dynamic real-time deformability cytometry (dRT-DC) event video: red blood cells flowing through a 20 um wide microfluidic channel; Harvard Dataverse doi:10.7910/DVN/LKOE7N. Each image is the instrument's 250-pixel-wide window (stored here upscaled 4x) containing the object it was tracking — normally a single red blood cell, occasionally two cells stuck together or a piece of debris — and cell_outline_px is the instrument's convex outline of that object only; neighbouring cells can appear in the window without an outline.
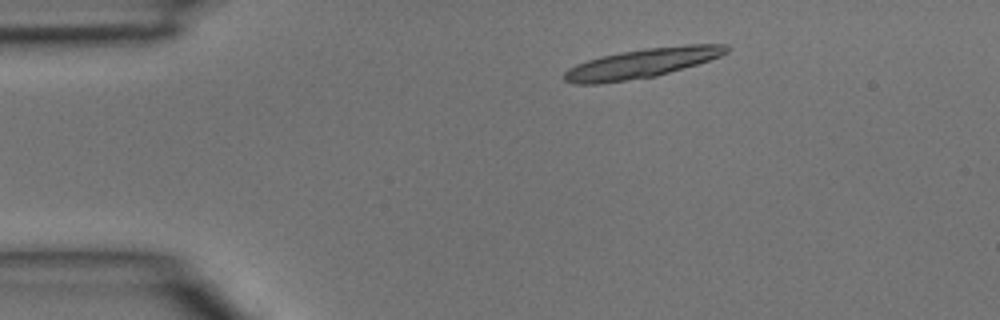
{"species": "common noctule bat (a hibernating species)", "species_latin": "Nyctalus noctula", "temperature_condition": "room temperature", "stored_images_in_passage": 3, "segment_of_instrument_passage": [1, 2], "camera_frame_rate_fps": 3000, "um_per_image_px": 0.085, "animal": {"sex": "male", "body_mass_g": 15.6}, "frame": {"image": 1, "passage_image": 1, "time_ms": 0.0, "image_size_px": [1000, 320], "cell_outline_px": [[728, 52], [720, 56], [696, 64], [656, 76], [596, 84], [572, 84], [564, 80], [564, 72], [568, 68], [576, 64], [600, 56], [620, 52], [644, 48], [684, 44], [728, 44]], "centroid_in_image_um": [54.54, 5.36], "position_along_channel_um": 30.5, "area_um2": 27.74}}